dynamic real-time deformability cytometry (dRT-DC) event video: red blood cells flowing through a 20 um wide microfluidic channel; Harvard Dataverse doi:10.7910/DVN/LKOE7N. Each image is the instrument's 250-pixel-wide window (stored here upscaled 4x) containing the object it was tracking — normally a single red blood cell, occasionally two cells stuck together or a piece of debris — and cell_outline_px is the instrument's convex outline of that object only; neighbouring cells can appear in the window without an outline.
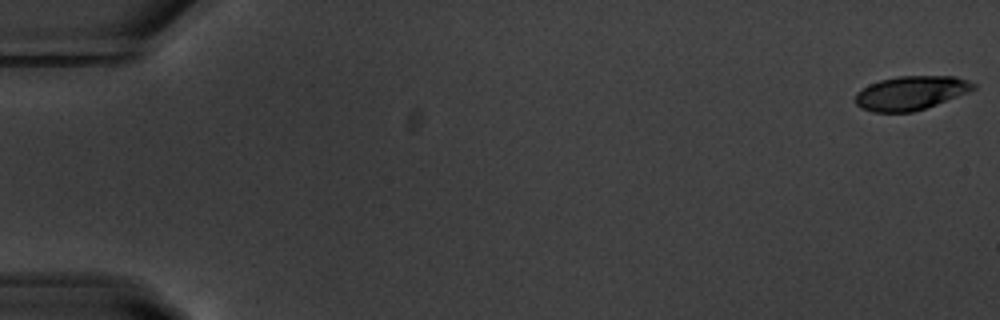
{"species": "common noctule bat (a hibernating species)", "species_latin": "Nyctalus noctula", "temperature_condition": "warm", "stored_images_in_passage": 14, "camera_frame_rate_fps": 3000, "um_per_image_px": 0.085, "animal": {"sex": "male", "body_mass_g": 20.1, "forearm_length_mm": 53.5}, "frame": {"image": 1, "passage_image": 1, "time_ms": 0.0, "image_size_px": [1000, 320], "cell_outline_px": [[976, 88], [968, 92], [936, 104], [912, 112], [872, 112], [860, 108], [856, 104], [856, 92], [868, 84], [880, 80], [896, 76], [956, 76], [968, 80], [976, 84]], "centroid_in_image_um": [77.4, 7.89], "position_along_channel_um": 7.6, "area_um2": 23.35}}